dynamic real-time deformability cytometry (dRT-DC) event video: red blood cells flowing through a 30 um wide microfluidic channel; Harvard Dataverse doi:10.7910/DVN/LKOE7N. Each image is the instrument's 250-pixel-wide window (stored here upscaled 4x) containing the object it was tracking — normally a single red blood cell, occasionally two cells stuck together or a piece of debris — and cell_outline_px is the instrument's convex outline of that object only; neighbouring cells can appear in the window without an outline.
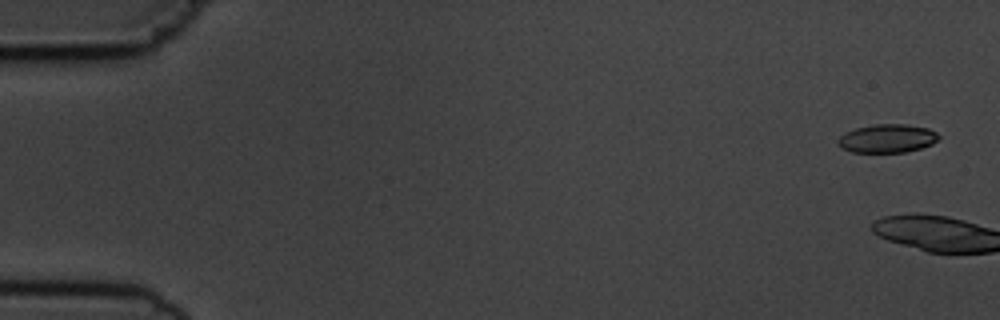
{"species": "common noctule bat (a hibernating species)", "species_latin": "Nyctalus noctula", "temperature_condition": "cold", "stored_images_in_passage": 7, "camera_frame_rate_fps": 3000, "um_per_image_px": 0.085, "animal": {"sex": "male", "body_mass_g": 19.5, "forearm_length_mm": 54.6}, "frame": {"image": 1, "passage_image": 1, "time_ms": 0.0, "image_size_px": [1000, 320], "cell_outline_px": [[940, 136], [932, 144], [920, 148], [904, 152], [852, 152], [840, 148], [836, 140], [844, 132], [856, 128], [876, 124], [904, 124], [928, 128], [936, 132]], "centroid_in_image_um": [75.38, 11.77], "position_along_channel_um": 9.6, "area_um2": 16.7}}